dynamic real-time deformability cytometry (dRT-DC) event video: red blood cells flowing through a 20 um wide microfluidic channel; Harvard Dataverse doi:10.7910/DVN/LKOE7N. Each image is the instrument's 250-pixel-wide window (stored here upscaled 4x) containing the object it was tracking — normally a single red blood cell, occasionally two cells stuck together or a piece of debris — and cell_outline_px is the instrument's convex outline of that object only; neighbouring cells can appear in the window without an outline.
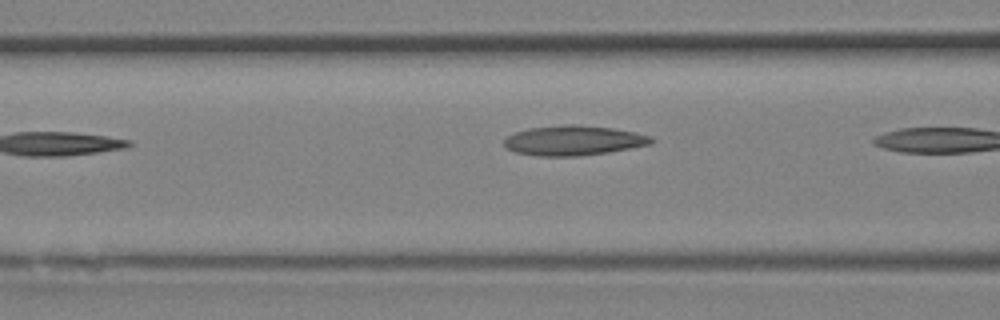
{"species": "Egyptian fruit bat (a non-hibernating species)", "species_latin": "Rousettus aegyptiacus", "temperature_condition": "room temperature", "stored_images_in_passage": 6, "camera_frame_rate_fps": 3000, "um_per_image_px": 0.085, "animal": {"sex": "female"}, "frame": {"image": 1, "passage_image": 6, "time_ms": 1.667, "image_size_px": [1000, 320], "cell_outline_px": [[656, 140], [652, 144], [608, 152], [580, 156], [540, 156], [516, 152], [508, 148], [504, 144], [504, 140], [508, 136], [516, 132], [528, 128], [564, 124], [576, 124], [612, 128], [636, 132], [652, 136]], "centroid_in_image_um": [48.8, 11.93], "position_along_channel_um": 117.8, "area_um2": 25.66}}